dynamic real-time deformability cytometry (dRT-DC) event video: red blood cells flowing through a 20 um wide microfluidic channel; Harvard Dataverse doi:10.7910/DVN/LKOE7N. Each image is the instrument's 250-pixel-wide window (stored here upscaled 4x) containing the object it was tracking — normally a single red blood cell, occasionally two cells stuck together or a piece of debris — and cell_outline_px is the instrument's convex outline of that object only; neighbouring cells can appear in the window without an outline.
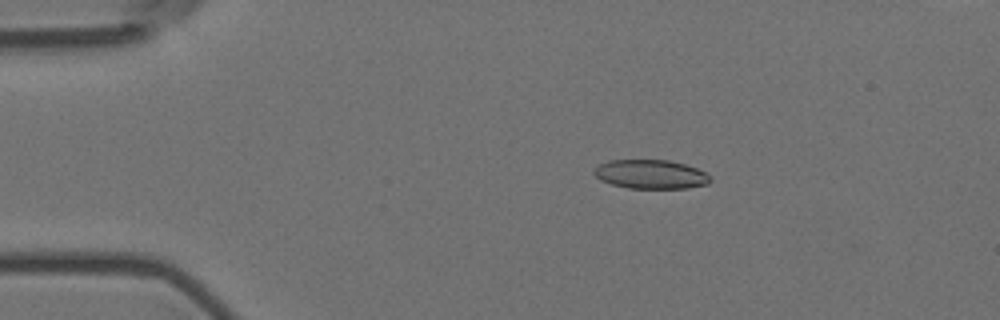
{"species": "Egyptian fruit bat (a non-hibernating species)", "species_latin": "Rousettus aegyptiacus", "temperature_condition": "room temperature", "stored_images_in_passage": 45, "camera_frame_rate_fps": 3000, "um_per_image_px": 0.085, "animal": {"sex": "female"}, "frame": {"image": 1, "passage_image": 11, "time_ms": 3.333, "image_size_px": [1000, 320], "cell_outline_px": [[712, 180], [708, 184], [688, 188], [628, 188], [612, 184], [600, 180], [592, 172], [592, 168], [596, 164], [608, 160], [668, 160], [684, 164], [696, 168], [712, 176]], "centroid_in_image_um": [55.28, 14.81], "position_along_channel_um": 29.7, "area_um2": 19.88}}
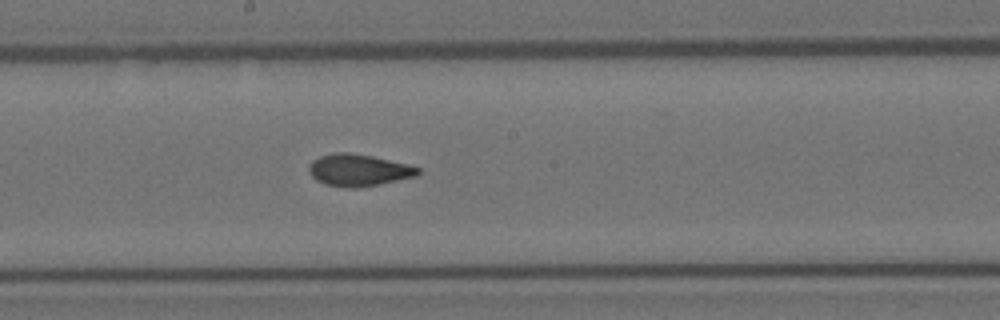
{"frame": {"image": 2, "passage_image": 31, "time_ms": 10.0, "image_size_px": [1000, 320], "cell_outline_px": [[420, 172], [416, 176], [380, 184], [356, 188], [348, 188], [324, 184], [316, 180], [308, 172], [308, 164], [312, 160], [320, 156], [332, 152], [348, 152], [372, 156], [408, 164], [420, 168]], "centroid_in_image_um": [30.44, 14.46], "position_along_channel_um": 217.8, "area_um2": 20.46}}
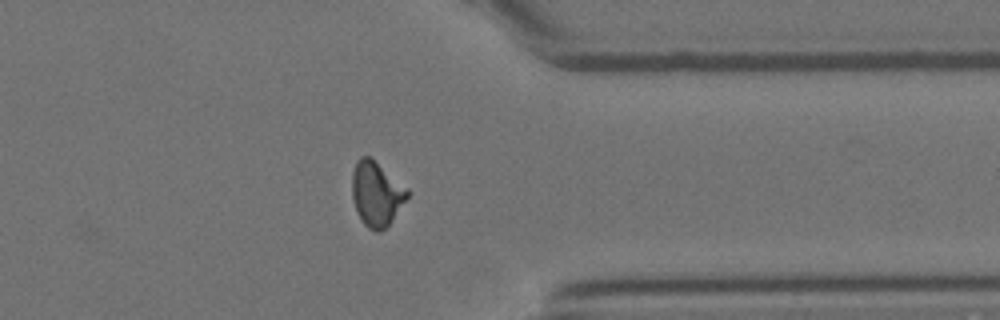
{"frame": {"image": 3, "passage_image": 45, "time_ms": 14.667, "image_size_px": [1000, 320], "cell_outline_px": [[408, 196], [388, 224], [380, 232], [376, 232], [368, 228], [364, 224], [356, 212], [352, 196], [352, 172], [356, 160], [360, 156], [368, 156], [408, 188]], "centroid_in_image_um": [31.96, 16.47], "position_along_channel_um": 379.4, "area_um2": 20.46}, "authors_computed_cell_mechanics": {"area_um2": 20.3456, "velocity_mm_per_s": 3.6348, "shape_relaxation_time_tau1_ms": null, "shape_relaxation_time_tau2_ms": 1.2289, "deformation_change_tau1": null, "deformation_change_tau2": 0.0672}}